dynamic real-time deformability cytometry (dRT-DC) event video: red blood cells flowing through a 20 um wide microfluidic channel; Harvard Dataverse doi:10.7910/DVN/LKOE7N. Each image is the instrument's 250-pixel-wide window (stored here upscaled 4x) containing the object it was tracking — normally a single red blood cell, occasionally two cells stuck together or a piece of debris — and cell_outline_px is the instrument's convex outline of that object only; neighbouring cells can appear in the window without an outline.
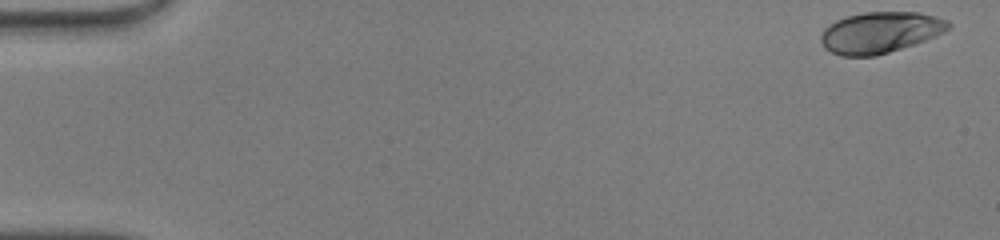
{"species": "human", "species_latin": "Homo sapiens", "temperature_condition": "warm", "stored_images_in_passage": 43, "camera_frame_rate_fps": 3000, "um_per_image_px": 0.085, "donor": {"sex": "male"}, "frame": {"image": 1, "passage_image": 1, "time_ms": 0.0, "image_size_px": [1000, 240], "cell_outline_px": [[952, 24], [944, 32], [936, 36], [876, 56], [840, 56], [824, 48], [820, 40], [820, 36], [824, 28], [828, 24], [836, 20], [848, 16], [864, 12], [920, 12], [936, 16], [948, 20]], "centroid_in_image_um": [74.79, 2.75], "position_along_channel_um": 10.2, "area_um2": 30.58}}
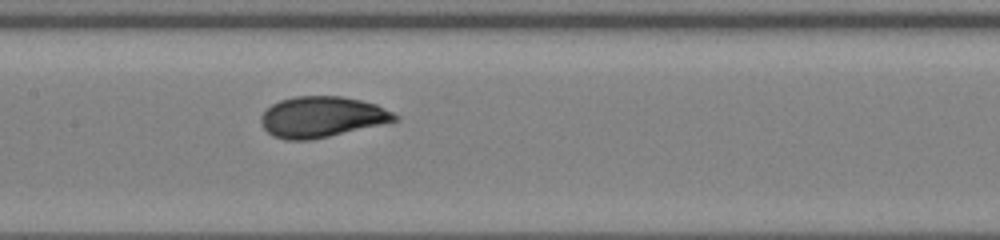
{"frame": {"image": 2, "passage_image": 24, "time_ms": 7.667, "image_size_px": [1000, 240], "cell_outline_px": [[400, 120], [312, 140], [284, 140], [272, 136], [260, 124], [260, 116], [272, 104], [280, 100], [296, 96], [340, 96], [360, 100], [376, 104], [400, 116]], "centroid_in_image_um": [27.35, 9.95], "position_along_channel_um": 180.1, "area_um2": 31.91}}
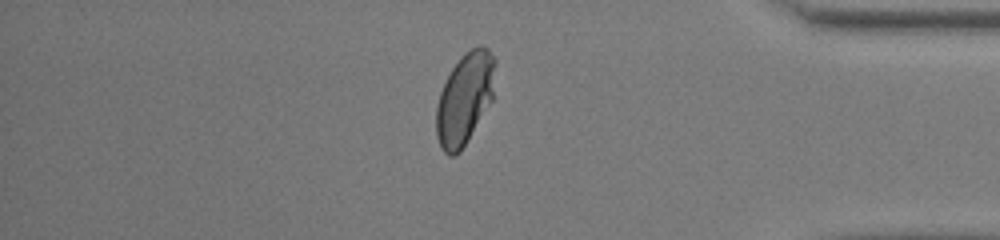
{"frame": {"image": 3, "passage_image": 41, "time_ms": 13.333, "image_size_px": [1000, 240], "cell_outline_px": [[496, 64], [492, 100], [460, 152], [452, 156], [448, 156], [440, 148], [436, 136], [436, 108], [440, 92], [452, 68], [460, 56], [464, 52], [480, 44], [488, 48], [496, 60]], "centroid_in_image_um": [39.5, 8.36], "position_along_channel_um": 395.7, "area_um2": 31.5}, "authors_computed_cell_mechanics": {"area_um2": 30.8652, "velocity_mm_per_s": 4.2713, "shape_relaxation_time_tau1_ms": 4.1061, "shape_relaxation_time_tau2_ms": null, "deformation_change_tau1": 0.1902, "deformation_change_tau2": null}}